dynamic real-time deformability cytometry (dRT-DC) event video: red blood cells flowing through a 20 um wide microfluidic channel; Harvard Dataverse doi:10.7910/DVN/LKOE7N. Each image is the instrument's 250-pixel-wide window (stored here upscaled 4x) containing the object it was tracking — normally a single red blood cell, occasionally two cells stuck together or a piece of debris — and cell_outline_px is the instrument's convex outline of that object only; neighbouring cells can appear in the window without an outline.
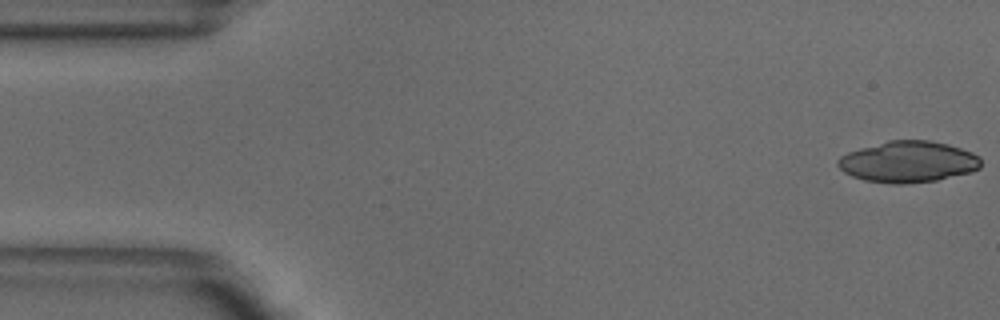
{"species": "common noctule bat (a hibernating species)", "species_latin": "Nyctalus noctula", "temperature_condition": "warm", "stored_images_in_passage": 50, "camera_frame_rate_fps": 3000, "um_per_image_px": 0.085, "animal": {"sex": "male", "body_mass_g": 18.8}, "frame": {"image": 1, "passage_image": 1, "time_ms": 0.0, "image_size_px": [1000, 320], "cell_outline_px": [[980, 168], [972, 172], [936, 180], [904, 184], [892, 184], [864, 180], [852, 176], [844, 172], [836, 164], [836, 160], [840, 156], [848, 152], [860, 148], [888, 140], [928, 140], [948, 144], [972, 152], [980, 156]], "centroid_in_image_um": [77.18, 13.75], "position_along_channel_um": 7.8, "area_um2": 34.51}}
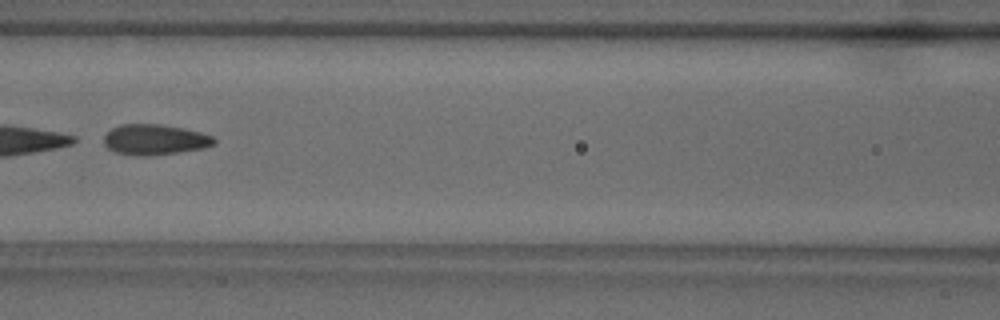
{"frame": {"image": 2, "passage_image": 22, "time_ms": 7.0, "image_size_px": [1000, 320], "cell_outline_px": [[216, 144], [204, 148], [148, 156], [136, 156], [116, 152], [108, 148], [104, 144], [104, 136], [112, 128], [120, 124], [160, 124], [184, 128], [200, 132], [212, 136], [216, 140]], "centroid_in_image_um": [13.16, 11.86], "position_along_channel_um": 153.4, "area_um2": 19.59}}